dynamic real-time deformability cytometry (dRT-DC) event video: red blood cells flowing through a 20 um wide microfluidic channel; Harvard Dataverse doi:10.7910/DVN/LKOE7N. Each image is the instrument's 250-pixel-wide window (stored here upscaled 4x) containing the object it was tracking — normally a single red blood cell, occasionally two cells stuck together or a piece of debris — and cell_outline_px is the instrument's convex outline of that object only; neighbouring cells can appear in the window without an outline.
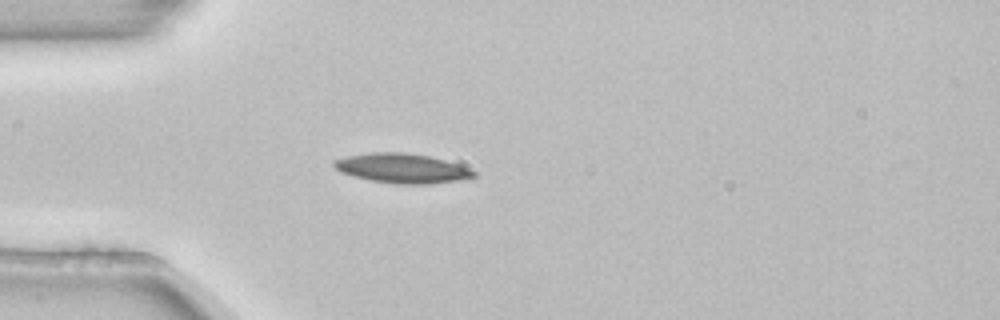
{"species": "common noctule bat (a hibernating species)", "species_latin": "Nyctalus noctula", "temperature_condition": "room temperature", "stored_images_in_passage": 3, "camera_frame_rate_fps": 3000, "um_per_image_px": 0.085, "animal": {"sex": "female", "body_mass_g": 22.7, "forearm_length_mm": 54.2}, "frame": {"image": 1, "passage_image": 3, "time_ms": 0.667, "image_size_px": [1000, 320], "cell_outline_px": [[476, 176], [460, 180], [428, 184], [396, 184], [372, 180], [340, 172], [332, 164], [332, 160], [348, 156], [372, 152], [404, 152], [428, 156], [444, 160], [456, 164], [476, 172]], "centroid_in_image_um": [34.15, 14.3], "position_along_channel_um": 50.8, "area_um2": 23.76}}